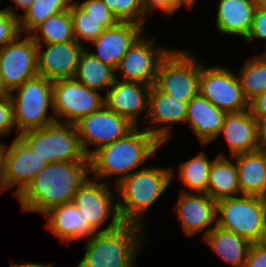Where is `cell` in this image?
<instances>
[{
	"mask_svg": "<svg viewBox=\"0 0 266 267\" xmlns=\"http://www.w3.org/2000/svg\"><path fill=\"white\" fill-rule=\"evenodd\" d=\"M221 134L228 144L230 156L261 148L258 140V122L250 108L239 112H227L219 136Z\"/></svg>",
	"mask_w": 266,
	"mask_h": 267,
	"instance_id": "obj_21",
	"label": "cell"
},
{
	"mask_svg": "<svg viewBox=\"0 0 266 267\" xmlns=\"http://www.w3.org/2000/svg\"><path fill=\"white\" fill-rule=\"evenodd\" d=\"M249 108L257 121L266 117V91L253 99L249 103Z\"/></svg>",
	"mask_w": 266,
	"mask_h": 267,
	"instance_id": "obj_41",
	"label": "cell"
},
{
	"mask_svg": "<svg viewBox=\"0 0 266 267\" xmlns=\"http://www.w3.org/2000/svg\"><path fill=\"white\" fill-rule=\"evenodd\" d=\"M266 61V53L260 55Z\"/></svg>",
	"mask_w": 266,
	"mask_h": 267,
	"instance_id": "obj_49",
	"label": "cell"
},
{
	"mask_svg": "<svg viewBox=\"0 0 266 267\" xmlns=\"http://www.w3.org/2000/svg\"><path fill=\"white\" fill-rule=\"evenodd\" d=\"M42 46L37 45L38 75L51 81L73 78L85 46L77 41L45 44L44 51Z\"/></svg>",
	"mask_w": 266,
	"mask_h": 267,
	"instance_id": "obj_17",
	"label": "cell"
},
{
	"mask_svg": "<svg viewBox=\"0 0 266 267\" xmlns=\"http://www.w3.org/2000/svg\"><path fill=\"white\" fill-rule=\"evenodd\" d=\"M154 38L151 37L148 40L141 35L135 41L115 69L117 79L139 82L147 86L154 85L159 63L171 50L159 45L155 50ZM118 70L122 75L121 78L117 76Z\"/></svg>",
	"mask_w": 266,
	"mask_h": 267,
	"instance_id": "obj_14",
	"label": "cell"
},
{
	"mask_svg": "<svg viewBox=\"0 0 266 267\" xmlns=\"http://www.w3.org/2000/svg\"><path fill=\"white\" fill-rule=\"evenodd\" d=\"M32 32L29 35L37 45L76 41L70 9L51 15L37 25Z\"/></svg>",
	"mask_w": 266,
	"mask_h": 267,
	"instance_id": "obj_29",
	"label": "cell"
},
{
	"mask_svg": "<svg viewBox=\"0 0 266 267\" xmlns=\"http://www.w3.org/2000/svg\"><path fill=\"white\" fill-rule=\"evenodd\" d=\"M14 2V4L16 5L17 9L18 8H22L21 10L24 12L21 14V16L23 14H25L28 9L30 8L31 4L35 1V0H11Z\"/></svg>",
	"mask_w": 266,
	"mask_h": 267,
	"instance_id": "obj_44",
	"label": "cell"
},
{
	"mask_svg": "<svg viewBox=\"0 0 266 267\" xmlns=\"http://www.w3.org/2000/svg\"><path fill=\"white\" fill-rule=\"evenodd\" d=\"M187 103L160 91L155 85H152L149 92L148 113L145 123L147 121L151 124L155 123V128L153 125L151 127L147 126L146 130L164 144L171 133L170 125L186 121ZM161 125L164 127H161Z\"/></svg>",
	"mask_w": 266,
	"mask_h": 267,
	"instance_id": "obj_18",
	"label": "cell"
},
{
	"mask_svg": "<svg viewBox=\"0 0 266 267\" xmlns=\"http://www.w3.org/2000/svg\"><path fill=\"white\" fill-rule=\"evenodd\" d=\"M141 4L147 14L159 9L167 15H172L183 5L190 9L183 0H141Z\"/></svg>",
	"mask_w": 266,
	"mask_h": 267,
	"instance_id": "obj_38",
	"label": "cell"
},
{
	"mask_svg": "<svg viewBox=\"0 0 266 267\" xmlns=\"http://www.w3.org/2000/svg\"><path fill=\"white\" fill-rule=\"evenodd\" d=\"M70 10L73 21L74 38L79 44H83L81 43L82 41L91 43L105 30L102 25L83 11L76 2H72Z\"/></svg>",
	"mask_w": 266,
	"mask_h": 267,
	"instance_id": "obj_33",
	"label": "cell"
},
{
	"mask_svg": "<svg viewBox=\"0 0 266 267\" xmlns=\"http://www.w3.org/2000/svg\"><path fill=\"white\" fill-rule=\"evenodd\" d=\"M74 79L95 90L108 91L115 82V69L104 64L86 48L79 57ZM106 88V89H105Z\"/></svg>",
	"mask_w": 266,
	"mask_h": 267,
	"instance_id": "obj_28",
	"label": "cell"
},
{
	"mask_svg": "<svg viewBox=\"0 0 266 267\" xmlns=\"http://www.w3.org/2000/svg\"><path fill=\"white\" fill-rule=\"evenodd\" d=\"M174 209L185 235L193 236L205 229V237L216 225V201L207 193L194 194L183 189ZM212 222L214 226L209 227Z\"/></svg>",
	"mask_w": 266,
	"mask_h": 267,
	"instance_id": "obj_16",
	"label": "cell"
},
{
	"mask_svg": "<svg viewBox=\"0 0 266 267\" xmlns=\"http://www.w3.org/2000/svg\"><path fill=\"white\" fill-rule=\"evenodd\" d=\"M238 77L243 95L250 103L266 91V61L259 55L248 59Z\"/></svg>",
	"mask_w": 266,
	"mask_h": 267,
	"instance_id": "obj_31",
	"label": "cell"
},
{
	"mask_svg": "<svg viewBox=\"0 0 266 267\" xmlns=\"http://www.w3.org/2000/svg\"><path fill=\"white\" fill-rule=\"evenodd\" d=\"M216 214L217 226L251 243L266 240V205L262 197L238 195L220 199L216 202Z\"/></svg>",
	"mask_w": 266,
	"mask_h": 267,
	"instance_id": "obj_6",
	"label": "cell"
},
{
	"mask_svg": "<svg viewBox=\"0 0 266 267\" xmlns=\"http://www.w3.org/2000/svg\"><path fill=\"white\" fill-rule=\"evenodd\" d=\"M0 144L4 158L6 183L9 189L18 185L14 192L16 196L48 165V162L34 153L18 135L10 146Z\"/></svg>",
	"mask_w": 266,
	"mask_h": 267,
	"instance_id": "obj_15",
	"label": "cell"
},
{
	"mask_svg": "<svg viewBox=\"0 0 266 267\" xmlns=\"http://www.w3.org/2000/svg\"><path fill=\"white\" fill-rule=\"evenodd\" d=\"M262 199H263L264 204L266 205V191H265L264 195L262 196Z\"/></svg>",
	"mask_w": 266,
	"mask_h": 267,
	"instance_id": "obj_48",
	"label": "cell"
},
{
	"mask_svg": "<svg viewBox=\"0 0 266 267\" xmlns=\"http://www.w3.org/2000/svg\"><path fill=\"white\" fill-rule=\"evenodd\" d=\"M259 4H261L262 6H264L266 8V0H258Z\"/></svg>",
	"mask_w": 266,
	"mask_h": 267,
	"instance_id": "obj_47",
	"label": "cell"
},
{
	"mask_svg": "<svg viewBox=\"0 0 266 267\" xmlns=\"http://www.w3.org/2000/svg\"><path fill=\"white\" fill-rule=\"evenodd\" d=\"M19 13L14 8L0 9V49L13 41L19 34Z\"/></svg>",
	"mask_w": 266,
	"mask_h": 267,
	"instance_id": "obj_35",
	"label": "cell"
},
{
	"mask_svg": "<svg viewBox=\"0 0 266 267\" xmlns=\"http://www.w3.org/2000/svg\"><path fill=\"white\" fill-rule=\"evenodd\" d=\"M258 0H220L217 8L216 29L219 32L242 36L250 33Z\"/></svg>",
	"mask_w": 266,
	"mask_h": 267,
	"instance_id": "obj_24",
	"label": "cell"
},
{
	"mask_svg": "<svg viewBox=\"0 0 266 267\" xmlns=\"http://www.w3.org/2000/svg\"><path fill=\"white\" fill-rule=\"evenodd\" d=\"M72 2L73 0H35L28 11L19 18L20 32L31 33L51 15L70 9Z\"/></svg>",
	"mask_w": 266,
	"mask_h": 267,
	"instance_id": "obj_32",
	"label": "cell"
},
{
	"mask_svg": "<svg viewBox=\"0 0 266 267\" xmlns=\"http://www.w3.org/2000/svg\"><path fill=\"white\" fill-rule=\"evenodd\" d=\"M254 38L266 40V8L259 3L254 11L250 33L245 40L249 42Z\"/></svg>",
	"mask_w": 266,
	"mask_h": 267,
	"instance_id": "obj_39",
	"label": "cell"
},
{
	"mask_svg": "<svg viewBox=\"0 0 266 267\" xmlns=\"http://www.w3.org/2000/svg\"><path fill=\"white\" fill-rule=\"evenodd\" d=\"M9 96L18 136L56 122L54 114L48 115L49 106L53 109V81L38 75L13 89Z\"/></svg>",
	"mask_w": 266,
	"mask_h": 267,
	"instance_id": "obj_5",
	"label": "cell"
},
{
	"mask_svg": "<svg viewBox=\"0 0 266 267\" xmlns=\"http://www.w3.org/2000/svg\"><path fill=\"white\" fill-rule=\"evenodd\" d=\"M238 75L223 66L204 67L201 64L199 93L226 112L249 109Z\"/></svg>",
	"mask_w": 266,
	"mask_h": 267,
	"instance_id": "obj_13",
	"label": "cell"
},
{
	"mask_svg": "<svg viewBox=\"0 0 266 267\" xmlns=\"http://www.w3.org/2000/svg\"><path fill=\"white\" fill-rule=\"evenodd\" d=\"M44 215L48 218L47 229L66 243L87 240L96 234L73 202L55 206Z\"/></svg>",
	"mask_w": 266,
	"mask_h": 267,
	"instance_id": "obj_23",
	"label": "cell"
},
{
	"mask_svg": "<svg viewBox=\"0 0 266 267\" xmlns=\"http://www.w3.org/2000/svg\"><path fill=\"white\" fill-rule=\"evenodd\" d=\"M74 125L81 147L88 157L101 146L124 137L135 127L125 117L111 111L105 105L81 118Z\"/></svg>",
	"mask_w": 266,
	"mask_h": 267,
	"instance_id": "obj_12",
	"label": "cell"
},
{
	"mask_svg": "<svg viewBox=\"0 0 266 267\" xmlns=\"http://www.w3.org/2000/svg\"><path fill=\"white\" fill-rule=\"evenodd\" d=\"M173 178L172 168L145 166L117 183V206L122 222L144 226L145 212L163 194Z\"/></svg>",
	"mask_w": 266,
	"mask_h": 267,
	"instance_id": "obj_3",
	"label": "cell"
},
{
	"mask_svg": "<svg viewBox=\"0 0 266 267\" xmlns=\"http://www.w3.org/2000/svg\"><path fill=\"white\" fill-rule=\"evenodd\" d=\"M242 195L262 197L266 191V149L234 156Z\"/></svg>",
	"mask_w": 266,
	"mask_h": 267,
	"instance_id": "obj_25",
	"label": "cell"
},
{
	"mask_svg": "<svg viewBox=\"0 0 266 267\" xmlns=\"http://www.w3.org/2000/svg\"><path fill=\"white\" fill-rule=\"evenodd\" d=\"M144 228L142 225L123 222L112 230L96 233L86 240L84 257L76 267L136 266L141 243L147 240L142 235Z\"/></svg>",
	"mask_w": 266,
	"mask_h": 267,
	"instance_id": "obj_4",
	"label": "cell"
},
{
	"mask_svg": "<svg viewBox=\"0 0 266 267\" xmlns=\"http://www.w3.org/2000/svg\"><path fill=\"white\" fill-rule=\"evenodd\" d=\"M8 185L6 183L5 179V169H4V158H3V152H2V146L0 144V192L7 191Z\"/></svg>",
	"mask_w": 266,
	"mask_h": 267,
	"instance_id": "obj_43",
	"label": "cell"
},
{
	"mask_svg": "<svg viewBox=\"0 0 266 267\" xmlns=\"http://www.w3.org/2000/svg\"><path fill=\"white\" fill-rule=\"evenodd\" d=\"M213 160L202 151L197 156L179 165V178L182 183L195 193H206L208 176Z\"/></svg>",
	"mask_w": 266,
	"mask_h": 267,
	"instance_id": "obj_30",
	"label": "cell"
},
{
	"mask_svg": "<svg viewBox=\"0 0 266 267\" xmlns=\"http://www.w3.org/2000/svg\"><path fill=\"white\" fill-rule=\"evenodd\" d=\"M21 36L0 49V93H9L38 76L37 43L29 34Z\"/></svg>",
	"mask_w": 266,
	"mask_h": 267,
	"instance_id": "obj_9",
	"label": "cell"
},
{
	"mask_svg": "<svg viewBox=\"0 0 266 267\" xmlns=\"http://www.w3.org/2000/svg\"><path fill=\"white\" fill-rule=\"evenodd\" d=\"M109 88L104 96V105L138 127L140 112L145 110L144 118L147 117L151 86L116 78Z\"/></svg>",
	"mask_w": 266,
	"mask_h": 267,
	"instance_id": "obj_19",
	"label": "cell"
},
{
	"mask_svg": "<svg viewBox=\"0 0 266 267\" xmlns=\"http://www.w3.org/2000/svg\"><path fill=\"white\" fill-rule=\"evenodd\" d=\"M104 96L98 90L88 88L74 78L53 81V113L57 122L75 124L81 118L99 110Z\"/></svg>",
	"mask_w": 266,
	"mask_h": 267,
	"instance_id": "obj_10",
	"label": "cell"
},
{
	"mask_svg": "<svg viewBox=\"0 0 266 267\" xmlns=\"http://www.w3.org/2000/svg\"><path fill=\"white\" fill-rule=\"evenodd\" d=\"M15 128L13 105L9 93H0V136L8 135Z\"/></svg>",
	"mask_w": 266,
	"mask_h": 267,
	"instance_id": "obj_37",
	"label": "cell"
},
{
	"mask_svg": "<svg viewBox=\"0 0 266 267\" xmlns=\"http://www.w3.org/2000/svg\"><path fill=\"white\" fill-rule=\"evenodd\" d=\"M142 32V25L133 22H118L115 26L105 29L91 42L96 50L95 52L90 50V52L104 64L116 69Z\"/></svg>",
	"mask_w": 266,
	"mask_h": 267,
	"instance_id": "obj_20",
	"label": "cell"
},
{
	"mask_svg": "<svg viewBox=\"0 0 266 267\" xmlns=\"http://www.w3.org/2000/svg\"><path fill=\"white\" fill-rule=\"evenodd\" d=\"M19 137L48 163L89 162L74 124L56 121L43 128L26 131Z\"/></svg>",
	"mask_w": 266,
	"mask_h": 267,
	"instance_id": "obj_7",
	"label": "cell"
},
{
	"mask_svg": "<svg viewBox=\"0 0 266 267\" xmlns=\"http://www.w3.org/2000/svg\"><path fill=\"white\" fill-rule=\"evenodd\" d=\"M104 5L114 14L119 22H133L144 24V11L141 0H101Z\"/></svg>",
	"mask_w": 266,
	"mask_h": 267,
	"instance_id": "obj_34",
	"label": "cell"
},
{
	"mask_svg": "<svg viewBox=\"0 0 266 267\" xmlns=\"http://www.w3.org/2000/svg\"><path fill=\"white\" fill-rule=\"evenodd\" d=\"M226 113L198 93L187 103L185 122L204 145L218 138Z\"/></svg>",
	"mask_w": 266,
	"mask_h": 267,
	"instance_id": "obj_22",
	"label": "cell"
},
{
	"mask_svg": "<svg viewBox=\"0 0 266 267\" xmlns=\"http://www.w3.org/2000/svg\"><path fill=\"white\" fill-rule=\"evenodd\" d=\"M22 263L20 264H11V267H52V264H39V263H32V262H25L21 260Z\"/></svg>",
	"mask_w": 266,
	"mask_h": 267,
	"instance_id": "obj_45",
	"label": "cell"
},
{
	"mask_svg": "<svg viewBox=\"0 0 266 267\" xmlns=\"http://www.w3.org/2000/svg\"><path fill=\"white\" fill-rule=\"evenodd\" d=\"M209 247L229 265L243 267L251 242L217 225L204 237Z\"/></svg>",
	"mask_w": 266,
	"mask_h": 267,
	"instance_id": "obj_27",
	"label": "cell"
},
{
	"mask_svg": "<svg viewBox=\"0 0 266 267\" xmlns=\"http://www.w3.org/2000/svg\"><path fill=\"white\" fill-rule=\"evenodd\" d=\"M76 4L105 29L115 26L119 20L101 0H86Z\"/></svg>",
	"mask_w": 266,
	"mask_h": 267,
	"instance_id": "obj_36",
	"label": "cell"
},
{
	"mask_svg": "<svg viewBox=\"0 0 266 267\" xmlns=\"http://www.w3.org/2000/svg\"><path fill=\"white\" fill-rule=\"evenodd\" d=\"M216 202L220 199L242 195L239 186L238 170L234 161L224 153L213 159L206 192Z\"/></svg>",
	"mask_w": 266,
	"mask_h": 267,
	"instance_id": "obj_26",
	"label": "cell"
},
{
	"mask_svg": "<svg viewBox=\"0 0 266 267\" xmlns=\"http://www.w3.org/2000/svg\"><path fill=\"white\" fill-rule=\"evenodd\" d=\"M190 8L195 4L196 0H183Z\"/></svg>",
	"mask_w": 266,
	"mask_h": 267,
	"instance_id": "obj_46",
	"label": "cell"
},
{
	"mask_svg": "<svg viewBox=\"0 0 266 267\" xmlns=\"http://www.w3.org/2000/svg\"><path fill=\"white\" fill-rule=\"evenodd\" d=\"M98 182L94 178L92 180L87 178L73 199V203L80 209L84 220L96 233L112 230L123 223L118 212L117 198L113 199V191L108 188L110 183ZM110 215H112L111 222L102 229L101 225Z\"/></svg>",
	"mask_w": 266,
	"mask_h": 267,
	"instance_id": "obj_11",
	"label": "cell"
},
{
	"mask_svg": "<svg viewBox=\"0 0 266 267\" xmlns=\"http://www.w3.org/2000/svg\"><path fill=\"white\" fill-rule=\"evenodd\" d=\"M184 49H171L160 61L154 85L162 92L189 102L199 93L201 63Z\"/></svg>",
	"mask_w": 266,
	"mask_h": 267,
	"instance_id": "obj_8",
	"label": "cell"
},
{
	"mask_svg": "<svg viewBox=\"0 0 266 267\" xmlns=\"http://www.w3.org/2000/svg\"><path fill=\"white\" fill-rule=\"evenodd\" d=\"M89 172L90 162L48 163L16 198L26 212L44 214L55 206L73 202Z\"/></svg>",
	"mask_w": 266,
	"mask_h": 267,
	"instance_id": "obj_1",
	"label": "cell"
},
{
	"mask_svg": "<svg viewBox=\"0 0 266 267\" xmlns=\"http://www.w3.org/2000/svg\"><path fill=\"white\" fill-rule=\"evenodd\" d=\"M162 145L146 129L140 131L134 127L124 137L101 146L89 156L90 172L96 180L117 177L114 180L117 184L136 171Z\"/></svg>",
	"mask_w": 266,
	"mask_h": 267,
	"instance_id": "obj_2",
	"label": "cell"
},
{
	"mask_svg": "<svg viewBox=\"0 0 266 267\" xmlns=\"http://www.w3.org/2000/svg\"><path fill=\"white\" fill-rule=\"evenodd\" d=\"M243 267H266V240L251 244Z\"/></svg>",
	"mask_w": 266,
	"mask_h": 267,
	"instance_id": "obj_40",
	"label": "cell"
},
{
	"mask_svg": "<svg viewBox=\"0 0 266 267\" xmlns=\"http://www.w3.org/2000/svg\"><path fill=\"white\" fill-rule=\"evenodd\" d=\"M258 140L262 149H266V117L258 121Z\"/></svg>",
	"mask_w": 266,
	"mask_h": 267,
	"instance_id": "obj_42",
	"label": "cell"
}]
</instances>
